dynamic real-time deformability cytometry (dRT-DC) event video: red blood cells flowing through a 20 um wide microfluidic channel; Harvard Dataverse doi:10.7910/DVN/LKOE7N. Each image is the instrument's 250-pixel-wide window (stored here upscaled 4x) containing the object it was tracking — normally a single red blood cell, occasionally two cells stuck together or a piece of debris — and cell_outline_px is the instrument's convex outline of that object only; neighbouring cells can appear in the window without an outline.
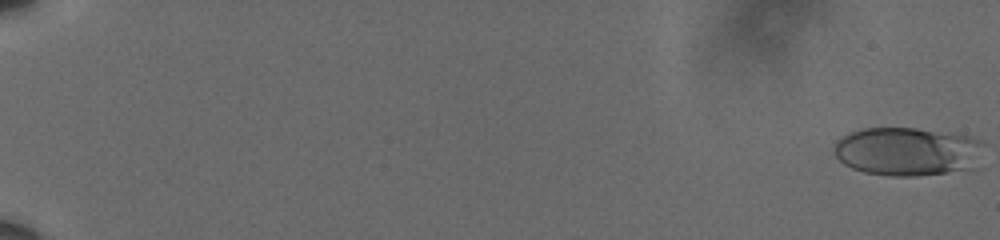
{"species": "human", "species_latin": "Homo sapiens", "temperature_condition": "cold", "stored_images_in_passage": 61, "camera_frame_rate_fps": 3000, "um_per_image_px": 0.085, "donor": {"sex": "male"}, "frame": {"image": 1, "passage_image": 1, "time_ms": 0.0, "image_size_px": [1000, 240], "cell_outline_px": [[984, 144], [980, 168], [916, 176], [888, 176], [864, 172], [852, 168], [844, 164], [836, 156], [836, 140], [852, 132], [864, 128], [916, 128], [972, 136], [984, 140]], "centroid_in_image_um": [77.25, 12.88], "position_along_channel_um": 7.7, "area_um2": 42.95}}
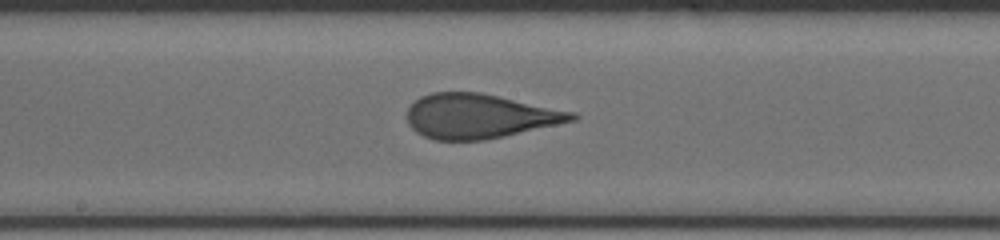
{"frame": {"image": 2, "passage_image": 36, "time_ms": 11.667, "image_size_px": [1000, 240], "cell_outline_px": [[580, 116], [576, 120], [504, 136], [484, 140], [436, 140], [424, 136], [416, 132], [408, 124], [408, 108], [420, 96], [432, 92], [480, 92], [576, 112]], "centroid_in_image_um": [40.76, 9.87], "position_along_channel_um": 207.4, "area_um2": 42.66}}
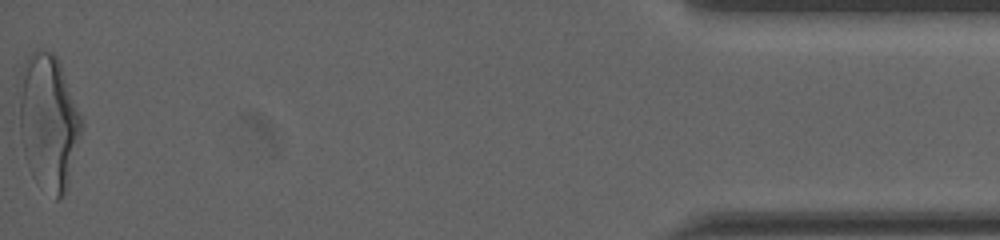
{"frame": {"image": 3, "passage_image": 61, "time_ms": 20.0, "image_size_px": [1000, 240], "cell_outline_px": [[84, 120], [68, 188], [64, 196], [60, 200], [56, 200], [36, 184], [28, 168], [24, 156], [20, 132], [16, 84], [28, 56], [32, 52], [52, 52], [56, 56], [60, 64]], "centroid_in_image_um": [4.1, 10.43], "position_along_channel_um": 431.1, "area_um2": 50.34}, "authors_computed_cell_mechanics": {"area_um2": 42.6564, "velocity_mm_per_s": 3.6121, "shape_relaxation_time_tau1_ms": 5.4559, "shape_relaxation_time_tau2_ms": 0.7948, "deformation_change_tau1": 0.2189, "deformation_change_tau2": 0.0985}}